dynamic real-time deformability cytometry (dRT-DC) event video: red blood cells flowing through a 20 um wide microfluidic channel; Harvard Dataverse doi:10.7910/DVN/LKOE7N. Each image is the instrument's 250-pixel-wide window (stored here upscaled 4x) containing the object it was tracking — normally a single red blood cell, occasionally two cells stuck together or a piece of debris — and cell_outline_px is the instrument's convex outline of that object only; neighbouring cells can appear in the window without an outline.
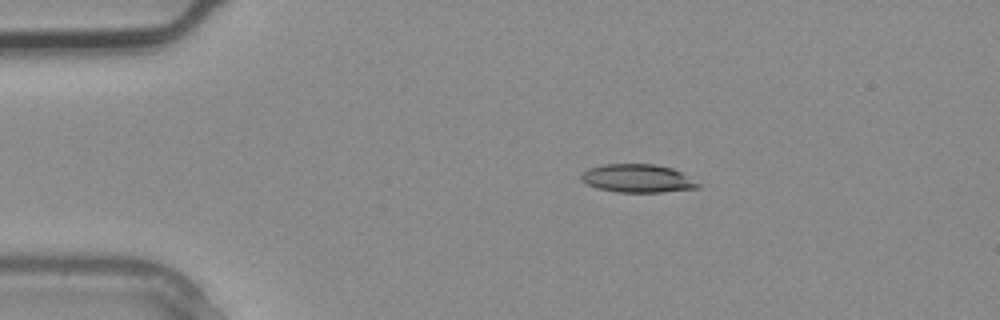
{"species": "common noctule bat (a hibernating species)", "species_latin": "Nyctalus noctula", "temperature_condition": "warm", "stored_images_in_passage": 2, "camera_frame_rate_fps": 3000, "um_per_image_px": 0.085, "animal": {"sex": "male", "body_mass_g": 20.4}, "frame": {"image": 1, "passage_image": 1, "time_ms": 0.0, "image_size_px": [1000, 320], "cell_outline_px": [[700, 188], [660, 192], [616, 192], [600, 188], [588, 184], [580, 180], [580, 176], [588, 168], [604, 164], [656, 164], [672, 168], [680, 172], [700, 184]], "centroid_in_image_um": [54.19, 15.16], "position_along_channel_um": 30.8, "area_um2": 19.07}}
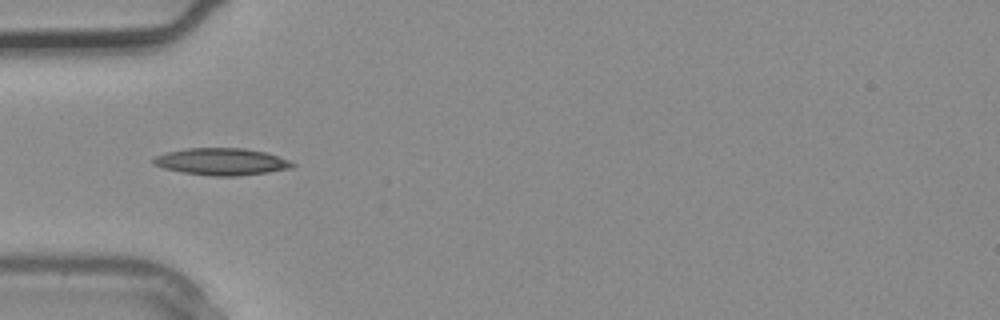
{"frame": {"image": 2, "passage_image": 2, "time_ms": 0.333, "image_size_px": [1000, 320], "cell_outline_px": [[296, 164], [292, 168], [268, 172], [236, 176], [212, 176], [184, 172], [164, 168], [152, 164], [152, 160], [156, 156], [168, 152], [188, 148], [244, 148], [264, 152], [288, 160]], "centroid_in_image_um": [18.83, 13.74], "position_along_channel_um": 66.2, "area_um2": 21.62}}